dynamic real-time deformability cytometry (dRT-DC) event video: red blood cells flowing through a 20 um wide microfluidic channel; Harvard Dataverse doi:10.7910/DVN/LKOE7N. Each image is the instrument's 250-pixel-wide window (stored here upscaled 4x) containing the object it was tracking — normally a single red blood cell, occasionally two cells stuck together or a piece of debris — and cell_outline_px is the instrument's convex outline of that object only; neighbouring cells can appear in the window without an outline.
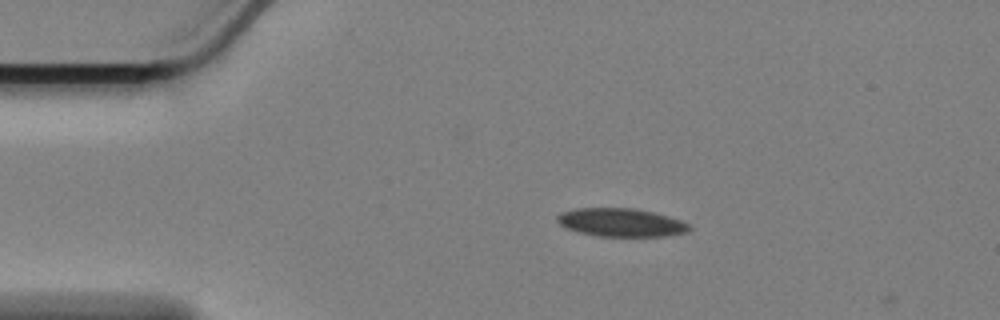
{"species": "Egyptian fruit bat (a non-hibernating species)", "species_latin": "Rousettus aegyptiacus", "temperature_condition": "cold", "stored_images_in_passage": 2, "camera_frame_rate_fps": 3000, "um_per_image_px": 0.085, "animal": {"sex": "female"}, "frame": {"image": 1, "passage_image": 1, "time_ms": 0.0, "image_size_px": [1000, 320], "cell_outline_px": [[692, 228], [688, 232], [664, 236], [600, 236], [580, 232], [568, 228], [560, 224], [556, 220], [556, 216], [560, 212], [576, 208], [636, 208], [668, 216], [692, 224]], "centroid_in_image_um": [52.82, 18.9], "position_along_channel_um": 32.2, "area_um2": 21.79}}